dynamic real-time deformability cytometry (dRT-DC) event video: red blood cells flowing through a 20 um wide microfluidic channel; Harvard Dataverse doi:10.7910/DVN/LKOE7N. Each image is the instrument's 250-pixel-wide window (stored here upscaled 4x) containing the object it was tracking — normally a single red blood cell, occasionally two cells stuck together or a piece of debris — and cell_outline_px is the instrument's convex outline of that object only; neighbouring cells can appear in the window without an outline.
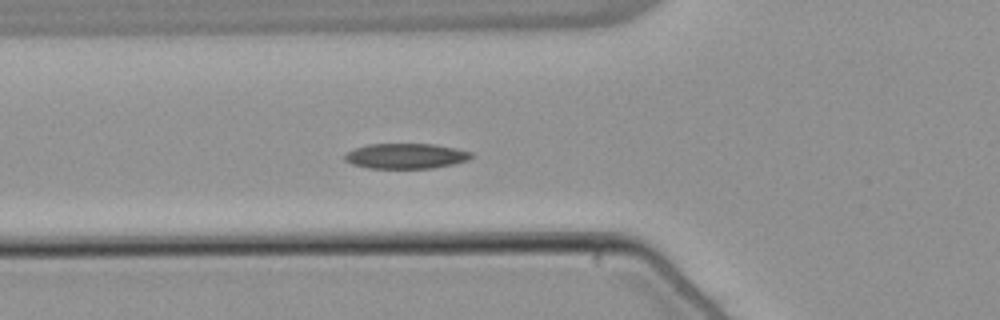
{"species": "common noctule bat (a hibernating species)", "species_latin": "Nyctalus noctula", "temperature_condition": "warm", "stored_images_in_passage": 37, "camera_frame_rate_fps": 3000, "um_per_image_px": 0.085, "animal": {"sex": "male", "body_mass_g": 21.5, "forearm_length_mm": 52.0}, "frame": {"image": 1, "passage_image": 2, "time_ms": 0.333, "image_size_px": [1000, 320], "cell_outline_px": [[476, 156], [468, 160], [452, 164], [432, 168], [368, 168], [352, 164], [344, 160], [344, 156], [348, 152], [356, 148], [368, 144], [436, 144], [456, 148], [472, 152]], "centroid_in_image_um": [34.54, 13.26], "position_along_channel_um": 91.3, "area_um2": 18.67}}
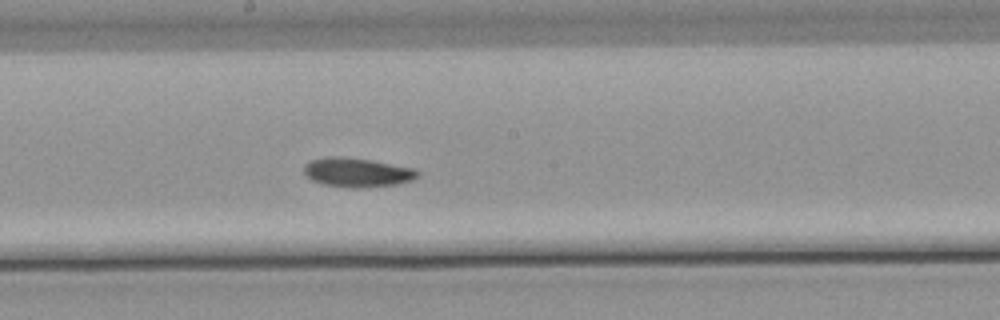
{"frame": {"image": 2, "passage_image": 12, "time_ms": 3.667, "image_size_px": [1000, 320], "cell_outline_px": [[420, 176], [412, 180], [396, 184], [360, 188], [348, 188], [324, 184], [312, 180], [304, 172], [304, 164], [312, 160], [328, 156], [340, 156], [372, 160], [416, 168], [420, 172]], "centroid_in_image_um": [30.4, 14.65], "position_along_channel_um": 217.8, "area_um2": 19.48}}
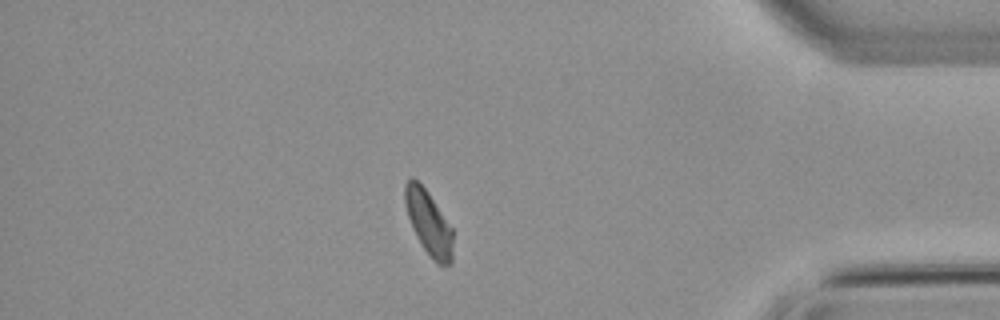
{"frame": {"image": 3, "passage_image": 29, "time_ms": 9.333, "image_size_px": [1000, 320], "cell_outline_px": [[452, 264], [436, 264], [432, 260], [416, 236], [408, 216], [404, 200], [404, 184], [412, 176], [428, 192], [452, 228]], "centroid_in_image_um": [36.42, 18.94], "position_along_channel_um": 398.8, "area_um2": 17.74}}